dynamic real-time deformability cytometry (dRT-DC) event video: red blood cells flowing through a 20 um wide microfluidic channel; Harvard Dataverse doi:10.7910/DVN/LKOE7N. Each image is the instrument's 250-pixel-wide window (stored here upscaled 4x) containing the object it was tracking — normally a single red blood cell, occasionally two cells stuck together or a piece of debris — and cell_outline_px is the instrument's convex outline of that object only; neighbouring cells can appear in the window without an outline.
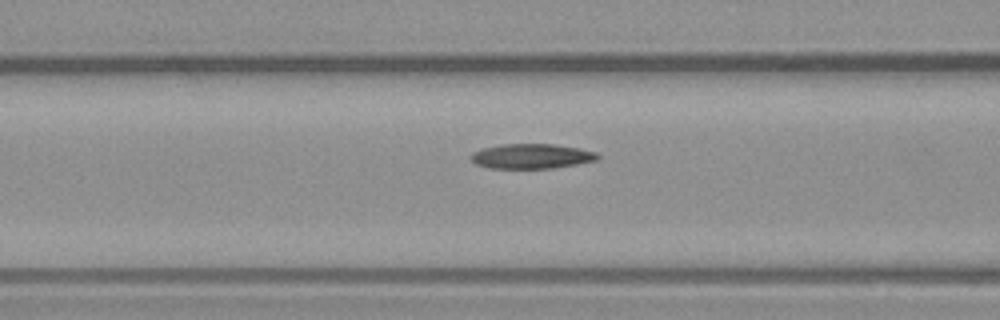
{"species": "common noctule bat (a hibernating species)", "species_latin": "Nyctalus noctula", "temperature_condition": "warm", "stored_images_in_passage": 27, "camera_frame_rate_fps": 3000, "um_per_image_px": 0.085, "animal": {"sex": "male", "body_mass_g": 23.1, "forearm_length_mm": 52.7}, "frame": {"image": 1, "passage_image": 5, "time_ms": 1.333, "image_size_px": [1000, 320], "cell_outline_px": [[600, 156], [596, 160], [576, 164], [552, 168], [488, 168], [476, 164], [468, 156], [472, 152], [484, 148], [500, 144], [552, 144], [580, 148], [596, 152]], "centroid_in_image_um": [45.15, 13.27], "position_along_channel_um": 121.4, "area_um2": 18.32}}
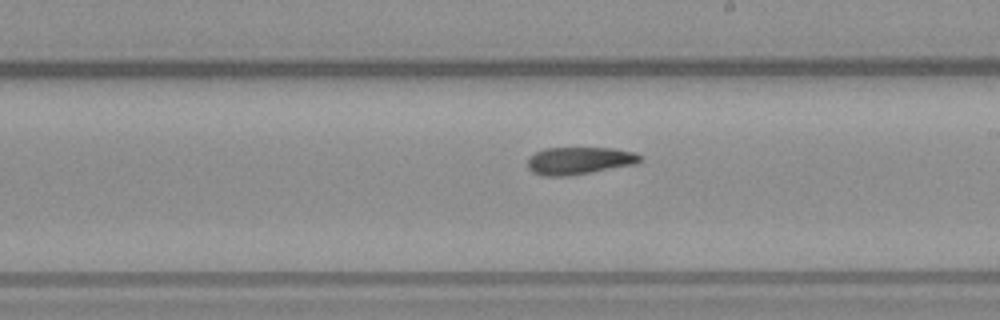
{"frame": {"image": 2, "passage_image": 14, "time_ms": 4.333, "image_size_px": [1000, 320], "cell_outline_px": [[644, 160], [636, 164], [592, 172], [568, 176], [540, 176], [532, 172], [528, 168], [528, 160], [536, 152], [544, 148], [612, 148], [636, 152], [644, 156]], "centroid_in_image_um": [49.29, 13.66], "position_along_channel_um": 239.7, "area_um2": 18.21}}
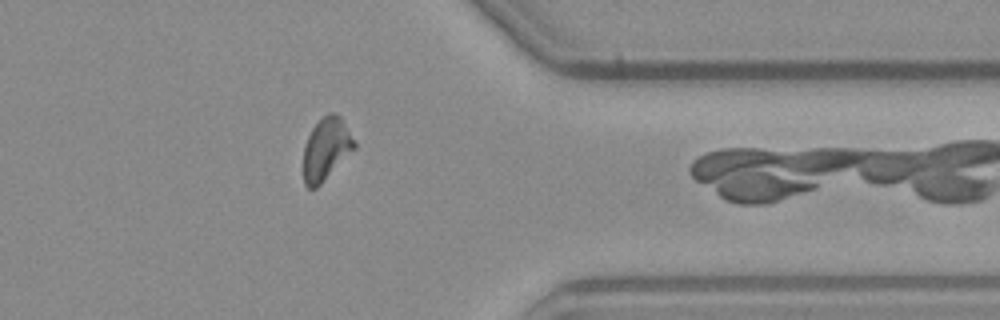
{"frame": {"image": 3, "passage_image": 26, "time_ms": 8.333, "image_size_px": [1000, 320], "cell_outline_px": [[356, 148], [316, 188], [308, 188], [304, 184], [304, 144], [312, 128], [328, 112], [336, 112], [344, 120], [356, 144]], "centroid_in_image_um": [27.74, 12.64], "position_along_channel_um": 383.7, "area_um2": 18.44}}